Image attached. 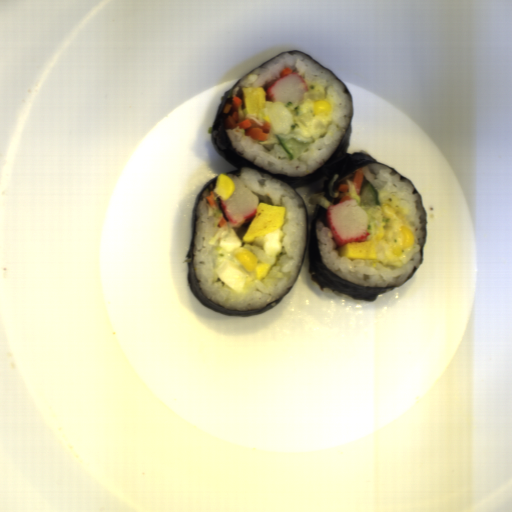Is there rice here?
<instances>
[{
  "label": "rice",
  "instance_id": "652b925c",
  "mask_svg": "<svg viewBox=\"0 0 512 512\" xmlns=\"http://www.w3.org/2000/svg\"><path fill=\"white\" fill-rule=\"evenodd\" d=\"M239 178L259 202L284 206L285 222L282 226V252L276 257L268 274L262 280H255L250 287L237 293L218 279L216 265L219 241L210 244L218 228L214 217L207 211L209 197L215 184L202 194L197 206L196 236L193 246V267L197 282L209 300L226 309L239 311L259 310L288 292L300 272L307 245V219L303 200L287 184L267 175H260L256 169L243 168Z\"/></svg>",
  "mask_w": 512,
  "mask_h": 512
},
{
  "label": "rice",
  "instance_id": "023b6e5f",
  "mask_svg": "<svg viewBox=\"0 0 512 512\" xmlns=\"http://www.w3.org/2000/svg\"><path fill=\"white\" fill-rule=\"evenodd\" d=\"M284 68L298 72L305 84L324 86L333 101L334 114L331 124L323 138H304L297 134L280 136L281 140L294 139L299 143H310L306 150L294 160L286 153L279 141L268 150L260 141L245 136L244 128L226 129L233 148L241 152L245 159L255 162L272 173L286 176H306L322 166L336 149L346 131L353 103L349 93H344L343 83L330 71L316 63L303 53L290 54L283 52L244 76L234 88L233 98L239 97L244 104V87H262L266 91L278 79L282 78Z\"/></svg>",
  "mask_w": 512,
  "mask_h": 512
},
{
  "label": "rice",
  "instance_id": "8eca5e8b",
  "mask_svg": "<svg viewBox=\"0 0 512 512\" xmlns=\"http://www.w3.org/2000/svg\"><path fill=\"white\" fill-rule=\"evenodd\" d=\"M361 187L370 182L378 192V199H395L397 205L410 220L413 228V248L400 264H381L373 260H349L339 255V246L333 240L330 228L319 220L316 234L322 264L341 278L352 283L369 287L402 286L419 267L422 249L426 239V213L420 193H413L415 187L408 179L393 174L391 168L376 163L362 166Z\"/></svg>",
  "mask_w": 512,
  "mask_h": 512
},
{
  "label": "rice",
  "instance_id": "acb35da6",
  "mask_svg": "<svg viewBox=\"0 0 512 512\" xmlns=\"http://www.w3.org/2000/svg\"><path fill=\"white\" fill-rule=\"evenodd\" d=\"M252 221H253V217L242 225L234 224V229L241 241L243 240L244 236L246 235Z\"/></svg>",
  "mask_w": 512,
  "mask_h": 512
}]
</instances>
